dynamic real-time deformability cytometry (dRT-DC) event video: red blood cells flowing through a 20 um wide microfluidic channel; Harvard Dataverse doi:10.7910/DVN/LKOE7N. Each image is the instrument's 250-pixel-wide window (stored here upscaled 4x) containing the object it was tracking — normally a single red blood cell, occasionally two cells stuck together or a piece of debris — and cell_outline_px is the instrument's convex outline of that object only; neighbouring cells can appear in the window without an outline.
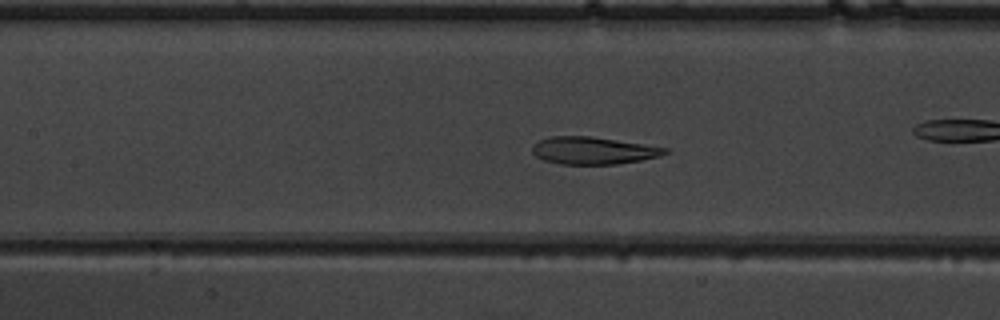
{"species": "common noctule bat (a hibernating species)", "species_latin": "Nyctalus noctula", "temperature_condition": "warm", "stored_images_in_passage": 54, "camera_frame_rate_fps": 3000, "um_per_image_px": 0.085, "animal": {"sex": "male", "body_mass_g": 19.5, "forearm_length_mm": 54.6}, "frame": {"image": 1, "passage_image": 25, "time_ms": 8.0, "image_size_px": [1000, 320], "cell_outline_px": [[668, 152], [660, 156], [640, 160], [616, 164], [560, 164], [544, 160], [536, 156], [532, 152], [532, 148], [540, 140], [552, 136], [592, 136], [668, 148]], "centroid_in_image_um": [50.42, 12.8], "position_along_channel_um": 157.0, "area_um2": 20.92}}
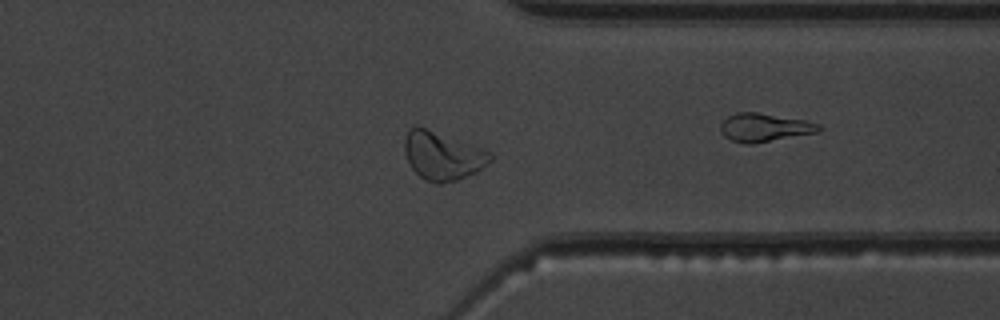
{"frame": {"image": 2, "passage_image": 42, "time_ms": 13.667, "image_size_px": [1000, 320], "cell_outline_px": [[492, 160], [476, 172], [456, 180], [440, 184], [436, 184], [420, 176], [408, 164], [404, 152], [404, 140], [408, 128], [424, 128], [492, 152]], "centroid_in_image_um": [37.6, 13.27], "position_along_channel_um": 373.8, "area_um2": 23.64}}
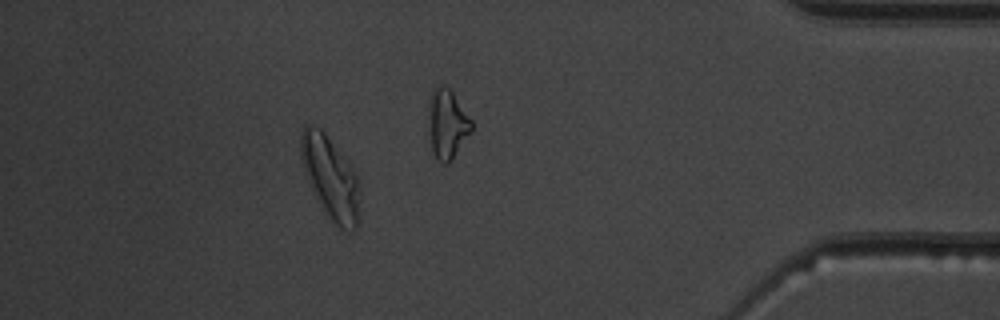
{"frame": {"image": 3, "passage_image": 48, "time_ms": 15.667, "image_size_px": [1000, 320], "cell_outline_px": [[360, 184], [356, 228], [352, 232], [340, 228], [324, 212], [312, 192], [300, 156], [300, 136], [304, 124], [312, 124], [320, 128], [324, 132], [348, 160], [356, 172], [360, 180]], "centroid_in_image_um": [28.08, 15.06], "position_along_channel_um": 407.1, "area_um2": 28.61}, "authors_computed_cell_mechanics": {"area_um2": 24.0159, "velocity_mm_per_s": 3.8551, "shape_relaxation_time_tau1_ms": 5.9566, "shape_relaxation_time_tau2_ms": 0.9617, "deformation_change_tau1": 0.207, "deformation_change_tau2": 0.076}}